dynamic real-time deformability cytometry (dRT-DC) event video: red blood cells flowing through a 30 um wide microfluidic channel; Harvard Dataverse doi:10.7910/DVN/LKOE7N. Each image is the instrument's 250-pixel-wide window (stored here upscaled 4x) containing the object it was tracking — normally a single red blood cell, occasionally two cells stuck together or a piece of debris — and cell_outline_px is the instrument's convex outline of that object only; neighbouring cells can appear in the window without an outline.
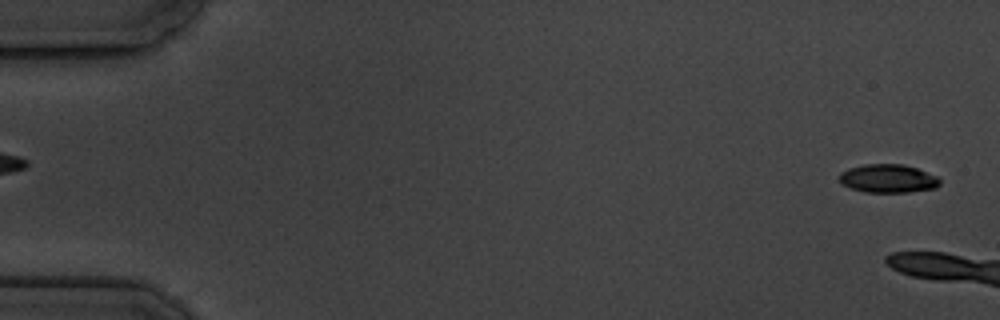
{"species": "common noctule bat (a hibernating species)", "species_latin": "Nyctalus noctula", "temperature_condition": "cold", "stored_images_in_passage": 7, "segment_of_instrument_passage": [2, 2], "camera_frame_rate_fps": 3000, "um_per_image_px": 0.085, "animal": {"sex": "male", "body_mass_g": 19.5, "forearm_length_mm": 54.6}, "frame": {"image": 1, "passage_image": 7, "time_ms": 6.667, "image_size_px": [1000, 320], "cell_outline_px": [[940, 184], [936, 188], [908, 192], [864, 192], [848, 188], [840, 184], [840, 172], [848, 168], [864, 164], [904, 164], [916, 168], [936, 176], [940, 180]], "centroid_in_image_um": [75.44, 15.18], "position_along_channel_um": 9.6, "area_um2": 16.76}}